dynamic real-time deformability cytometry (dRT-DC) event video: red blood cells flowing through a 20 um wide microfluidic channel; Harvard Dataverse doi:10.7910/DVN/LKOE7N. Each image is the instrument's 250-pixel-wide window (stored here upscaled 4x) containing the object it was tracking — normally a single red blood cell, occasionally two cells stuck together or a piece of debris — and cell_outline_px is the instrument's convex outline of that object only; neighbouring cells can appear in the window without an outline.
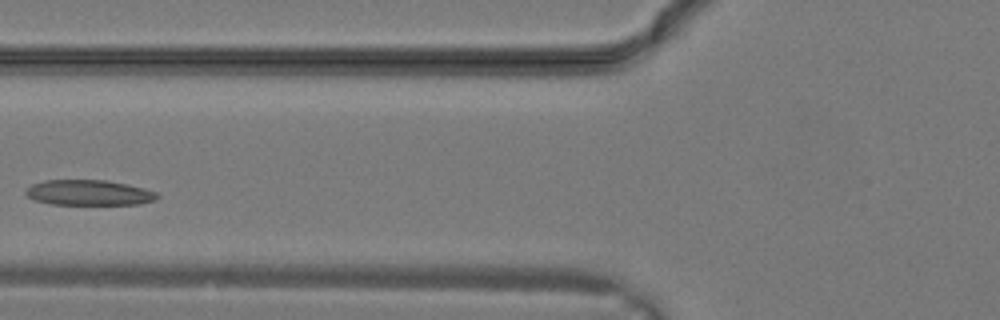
{"species": "common noctule bat (a hibernating species)", "species_latin": "Nyctalus noctula", "temperature_condition": "warm", "stored_images_in_passage": 8, "camera_frame_rate_fps": 3000, "um_per_image_px": 0.085, "animal": {"sex": "male", "body_mass_g": 19.2, "forearm_length_mm": 51.8}, "frame": {"image": 1, "passage_image": 7, "time_ms": 2.0, "image_size_px": [1000, 320], "cell_outline_px": [[160, 196], [156, 200], [140, 204], [52, 204], [36, 200], [28, 196], [24, 192], [32, 184], [44, 180], [108, 180], [128, 184], [144, 188], [156, 192]], "centroid_in_image_um": [7.6, 16.37], "position_along_channel_um": 118.2, "area_um2": 19.42}}